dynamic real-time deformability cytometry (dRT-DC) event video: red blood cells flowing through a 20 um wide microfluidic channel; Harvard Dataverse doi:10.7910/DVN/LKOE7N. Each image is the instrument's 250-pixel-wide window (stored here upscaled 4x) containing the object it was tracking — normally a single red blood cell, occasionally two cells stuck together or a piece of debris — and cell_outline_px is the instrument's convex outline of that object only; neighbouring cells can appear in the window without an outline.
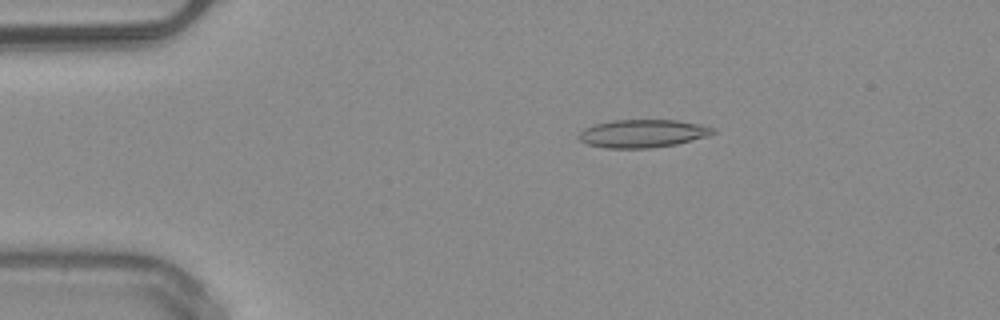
{"species": "common noctule bat (a hibernating species)", "species_latin": "Nyctalus noctula", "temperature_condition": "warm", "stored_images_in_passage": 50, "camera_frame_rate_fps": 3000, "um_per_image_px": 0.085, "animal": {"sex": "male", "body_mass_g": 20.4}, "frame": {"image": 1, "passage_image": 9, "time_ms": 2.667, "image_size_px": [1000, 320], "cell_outline_px": [[716, 132], [708, 136], [676, 144], [648, 148], [608, 148], [588, 144], [580, 140], [580, 132], [584, 128], [596, 124], [612, 120], [676, 120], [700, 124], [716, 128]], "centroid_in_image_um": [54.67, 11.34], "position_along_channel_um": 30.3, "area_um2": 21.73}}
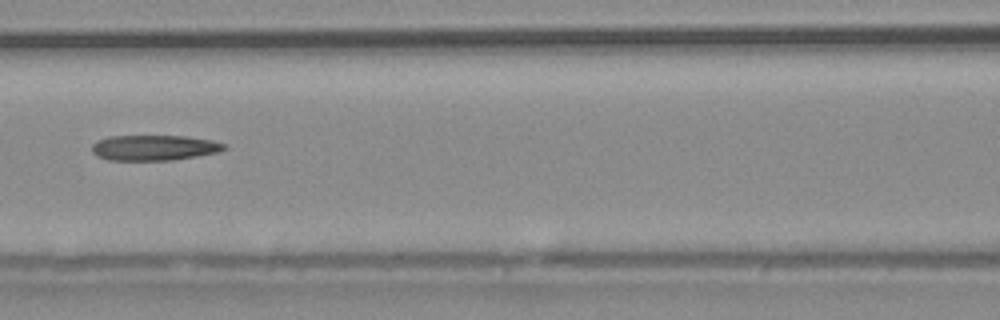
{"frame": {"image": 2, "passage_image": 22, "time_ms": 7.0, "image_size_px": [1000, 320], "cell_outline_px": [[228, 148], [216, 152], [196, 156], [172, 160], [108, 160], [96, 156], [92, 152], [92, 144], [96, 140], [108, 136], [184, 136], [212, 140], [224, 144]], "centroid_in_image_um": [13.05, 12.55], "position_along_channel_um": 153.6, "area_um2": 19.59}}
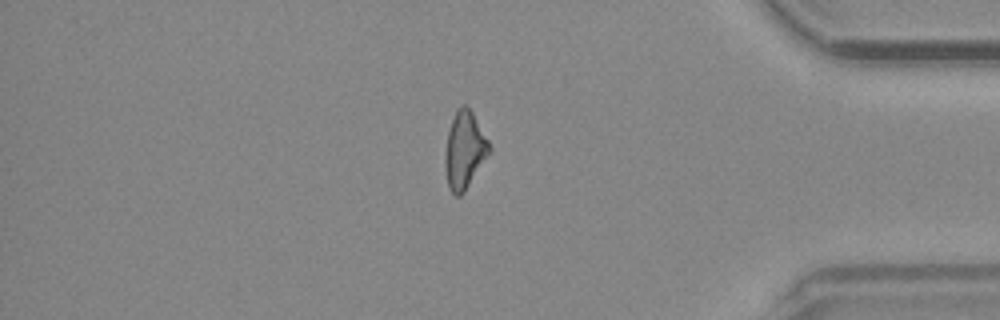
{"frame": {"image": 3, "passage_image": 42, "time_ms": 13.667, "image_size_px": [1000, 320], "cell_outline_px": [[492, 152], [464, 192], [460, 196], [456, 196], [448, 188], [444, 164], [444, 152], [448, 132], [456, 108], [460, 104], [468, 104], [488, 140], [492, 148]], "centroid_in_image_um": [39.49, 12.75], "position_along_channel_um": 395.7, "area_um2": 20.35}, "authors_computed_cell_mechanics": {"area_um2": 20.3167, "velocity_mm_per_s": 4.0512, "shape_relaxation_time_tau1_ms": null, "shape_relaxation_time_tau2_ms": 11.2226, "deformation_change_tau1": null, "deformation_change_tau2": 0.3264}}